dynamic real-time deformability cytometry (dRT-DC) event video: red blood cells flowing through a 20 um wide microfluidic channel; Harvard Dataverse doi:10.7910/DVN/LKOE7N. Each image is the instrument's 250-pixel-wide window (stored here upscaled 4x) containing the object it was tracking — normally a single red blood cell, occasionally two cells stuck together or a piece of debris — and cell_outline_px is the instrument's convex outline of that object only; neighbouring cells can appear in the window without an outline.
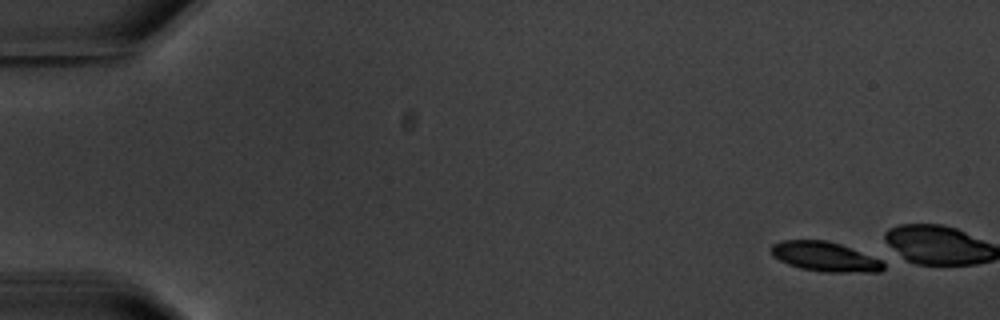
{"species": "common noctule bat (a hibernating species)", "species_latin": "Nyctalus noctula", "temperature_condition": "warm", "stored_images_in_passage": 5, "camera_frame_rate_fps": 3000, "um_per_image_px": 0.085, "animal": {"sex": "male", "body_mass_g": 20.1, "forearm_length_mm": 53.5}, "frame": {"image": 1, "passage_image": 1, "time_ms": 0.0, "image_size_px": [1000, 320], "cell_outline_px": [[884, 268], [880, 272], [824, 272], [800, 268], [788, 264], [772, 256], [772, 244], [780, 240], [828, 240], [840, 244], [880, 260], [884, 264]], "centroid_in_image_um": [70.09, 21.82], "position_along_channel_um": 14.9, "area_um2": 19.19}}